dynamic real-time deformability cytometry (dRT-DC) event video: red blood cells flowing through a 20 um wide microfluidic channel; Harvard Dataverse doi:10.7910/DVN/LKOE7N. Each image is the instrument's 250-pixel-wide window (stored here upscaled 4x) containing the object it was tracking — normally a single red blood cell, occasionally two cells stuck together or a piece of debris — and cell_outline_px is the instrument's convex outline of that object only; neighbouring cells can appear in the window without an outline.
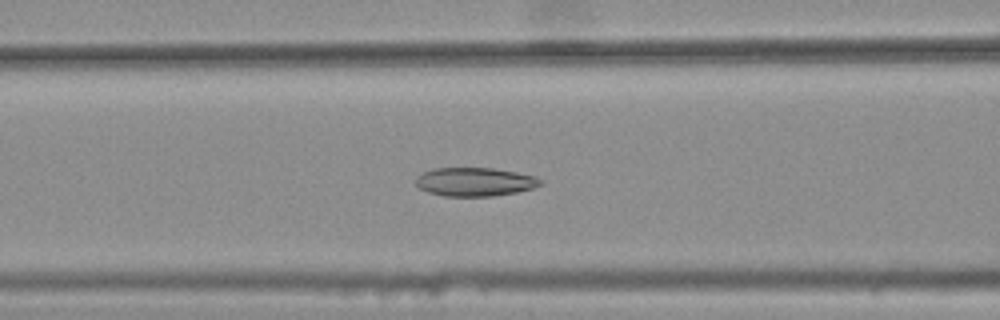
{"species": "common noctule bat (a hibernating species)", "species_latin": "Nyctalus noctula", "temperature_condition": "warm", "stored_images_in_passage": 40, "camera_frame_rate_fps": 3000, "um_per_image_px": 0.085, "animal": {"sex": "female", "body_mass_g": 25.1}, "frame": {"image": 1, "passage_image": 17, "time_ms": 5.333, "image_size_px": [1000, 320], "cell_outline_px": [[544, 184], [532, 188], [516, 192], [492, 196], [444, 196], [428, 192], [420, 188], [416, 184], [416, 176], [432, 168], [492, 168], [516, 172], [536, 176], [544, 180]], "centroid_in_image_um": [40.39, 15.45], "position_along_channel_um": 126.2, "area_um2": 20.87}}
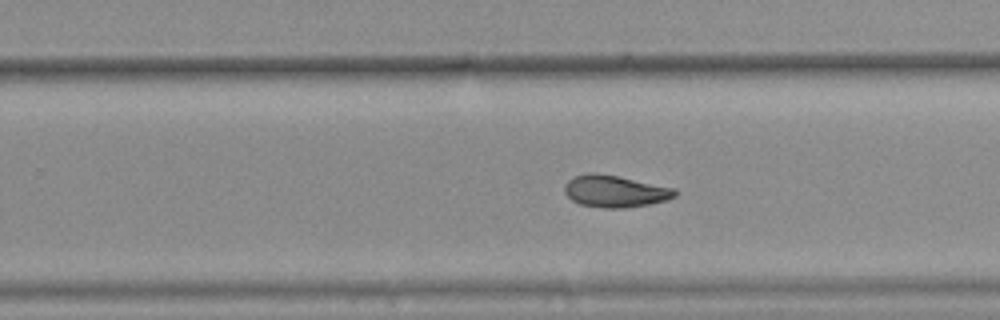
{"frame": {"image": 2, "passage_image": 29, "time_ms": 9.333, "image_size_px": [1000, 320], "cell_outline_px": [[676, 196], [668, 200], [648, 204], [620, 208], [604, 208], [580, 204], [572, 200], [564, 192], [564, 184], [572, 176], [592, 172], [616, 176], [676, 188]], "centroid_in_image_um": [52.26, 16.25], "position_along_channel_um": 277.5, "area_um2": 20.46}}
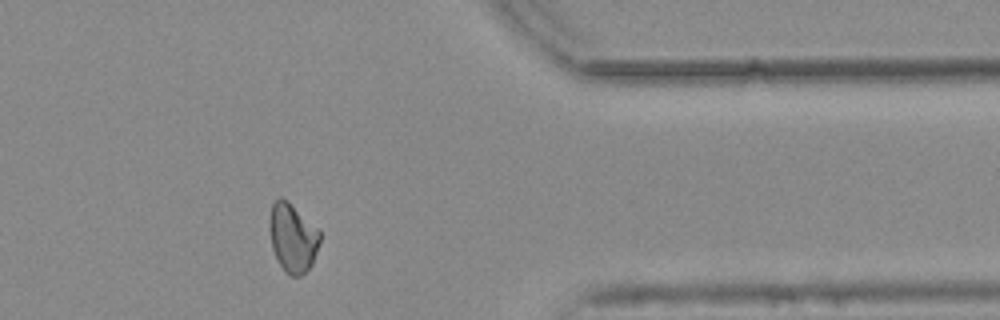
{"frame": {"image": 3, "passage_image": 39, "time_ms": 12.667, "image_size_px": [1000, 320], "cell_outline_px": [[320, 240], [312, 264], [300, 276], [292, 276], [280, 264], [272, 248], [268, 228], [268, 220], [272, 204], [280, 196], [288, 200], [320, 228]], "centroid_in_image_um": [24.87, 20.13], "position_along_channel_um": 386.5, "area_um2": 20.4}, "authors_computed_cell_mechanics": {"area_um2": 20.7791, "velocity_mm_per_s": 3.789, "shape_relaxation_time_tau1_ms": null, "shape_relaxation_time_tau2_ms": 3.7574, "deformation_change_tau1": null, "deformation_change_tau2": 0.0888}}